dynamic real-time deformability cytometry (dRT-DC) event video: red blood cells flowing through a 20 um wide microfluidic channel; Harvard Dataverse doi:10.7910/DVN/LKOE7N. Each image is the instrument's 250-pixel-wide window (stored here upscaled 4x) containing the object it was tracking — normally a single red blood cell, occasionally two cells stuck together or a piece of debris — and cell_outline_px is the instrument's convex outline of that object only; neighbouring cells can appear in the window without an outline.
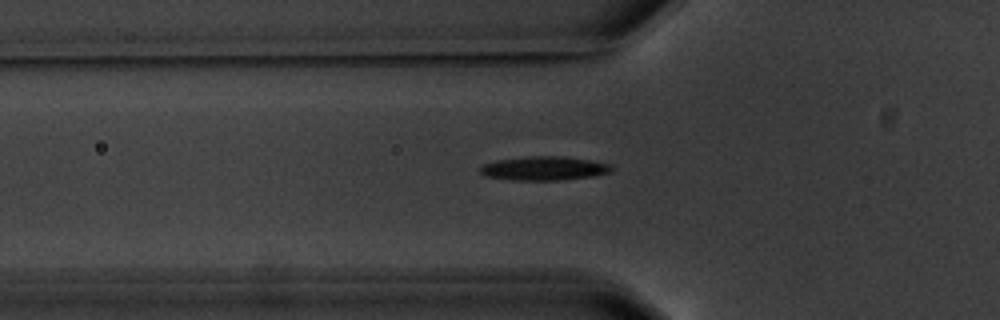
{"species": "common noctule bat (a hibernating species)", "species_latin": "Nyctalus noctula", "temperature_condition": "warm", "stored_images_in_passage": 7, "camera_frame_rate_fps": 3000, "um_per_image_px": 0.085, "animal": {"sex": "male", "body_mass_g": 20.1, "forearm_length_mm": 53.5}, "frame": {"image": 1, "passage_image": 7, "time_ms": 8.0, "image_size_px": [1000, 320], "cell_outline_px": [[616, 168], [612, 172], [592, 176], [556, 180], [512, 180], [488, 176], [480, 172], [480, 164], [496, 160], [528, 156], [564, 156], [612, 164]], "centroid_in_image_um": [46.27, 14.3], "position_along_channel_um": 79.5, "area_um2": 18.38}}